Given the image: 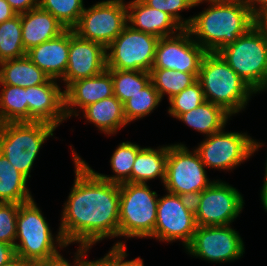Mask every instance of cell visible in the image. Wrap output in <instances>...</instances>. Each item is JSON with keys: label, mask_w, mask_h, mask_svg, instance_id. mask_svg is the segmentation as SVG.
<instances>
[{"label": "cell", "mask_w": 267, "mask_h": 266, "mask_svg": "<svg viewBox=\"0 0 267 266\" xmlns=\"http://www.w3.org/2000/svg\"><path fill=\"white\" fill-rule=\"evenodd\" d=\"M113 79L106 68L103 72L90 78L72 82L65 90V115L71 118L79 116L80 110L97 101L113 96Z\"/></svg>", "instance_id": "ac0fdd59"}, {"label": "cell", "mask_w": 267, "mask_h": 266, "mask_svg": "<svg viewBox=\"0 0 267 266\" xmlns=\"http://www.w3.org/2000/svg\"><path fill=\"white\" fill-rule=\"evenodd\" d=\"M244 3L256 17L267 11V0H245Z\"/></svg>", "instance_id": "60d3db41"}, {"label": "cell", "mask_w": 267, "mask_h": 266, "mask_svg": "<svg viewBox=\"0 0 267 266\" xmlns=\"http://www.w3.org/2000/svg\"><path fill=\"white\" fill-rule=\"evenodd\" d=\"M57 81L49 79L44 84L27 87L28 121L46 122L57 128L67 120L64 90Z\"/></svg>", "instance_id": "e0dca14e"}, {"label": "cell", "mask_w": 267, "mask_h": 266, "mask_svg": "<svg viewBox=\"0 0 267 266\" xmlns=\"http://www.w3.org/2000/svg\"><path fill=\"white\" fill-rule=\"evenodd\" d=\"M215 2H245V0H209Z\"/></svg>", "instance_id": "c3c4849f"}, {"label": "cell", "mask_w": 267, "mask_h": 266, "mask_svg": "<svg viewBox=\"0 0 267 266\" xmlns=\"http://www.w3.org/2000/svg\"><path fill=\"white\" fill-rule=\"evenodd\" d=\"M205 168L194 148L190 151L182 143L168 145L164 190L193 200L214 182L207 177Z\"/></svg>", "instance_id": "ba28073f"}, {"label": "cell", "mask_w": 267, "mask_h": 266, "mask_svg": "<svg viewBox=\"0 0 267 266\" xmlns=\"http://www.w3.org/2000/svg\"><path fill=\"white\" fill-rule=\"evenodd\" d=\"M197 80L206 101L222 107L231 116L245 109L253 94H257L218 53L205 54Z\"/></svg>", "instance_id": "3957f363"}, {"label": "cell", "mask_w": 267, "mask_h": 266, "mask_svg": "<svg viewBox=\"0 0 267 266\" xmlns=\"http://www.w3.org/2000/svg\"><path fill=\"white\" fill-rule=\"evenodd\" d=\"M151 8L161 10L172 16L183 28H188L193 17L182 18L180 12L195 7L196 0H142Z\"/></svg>", "instance_id": "e575fe53"}, {"label": "cell", "mask_w": 267, "mask_h": 266, "mask_svg": "<svg viewBox=\"0 0 267 266\" xmlns=\"http://www.w3.org/2000/svg\"><path fill=\"white\" fill-rule=\"evenodd\" d=\"M27 52L22 42L21 14L0 23V62L18 59Z\"/></svg>", "instance_id": "f546056e"}, {"label": "cell", "mask_w": 267, "mask_h": 266, "mask_svg": "<svg viewBox=\"0 0 267 266\" xmlns=\"http://www.w3.org/2000/svg\"><path fill=\"white\" fill-rule=\"evenodd\" d=\"M39 6L51 13L66 29H73L84 11L83 0H40Z\"/></svg>", "instance_id": "d6a6232c"}, {"label": "cell", "mask_w": 267, "mask_h": 266, "mask_svg": "<svg viewBox=\"0 0 267 266\" xmlns=\"http://www.w3.org/2000/svg\"><path fill=\"white\" fill-rule=\"evenodd\" d=\"M32 264L26 260H24L22 257L15 255L12 259H10L8 262L4 263L1 266H31Z\"/></svg>", "instance_id": "ee69618b"}, {"label": "cell", "mask_w": 267, "mask_h": 266, "mask_svg": "<svg viewBox=\"0 0 267 266\" xmlns=\"http://www.w3.org/2000/svg\"><path fill=\"white\" fill-rule=\"evenodd\" d=\"M15 255L16 253L14 246L0 242V266L8 262Z\"/></svg>", "instance_id": "b9f144b4"}, {"label": "cell", "mask_w": 267, "mask_h": 266, "mask_svg": "<svg viewBox=\"0 0 267 266\" xmlns=\"http://www.w3.org/2000/svg\"><path fill=\"white\" fill-rule=\"evenodd\" d=\"M113 79V91L122 103L151 82L150 72L108 69Z\"/></svg>", "instance_id": "1f68e13d"}, {"label": "cell", "mask_w": 267, "mask_h": 266, "mask_svg": "<svg viewBox=\"0 0 267 266\" xmlns=\"http://www.w3.org/2000/svg\"><path fill=\"white\" fill-rule=\"evenodd\" d=\"M167 156L168 145L159 146L156 149L143 147L136 155L131 172V183L147 184V181L157 177L164 183Z\"/></svg>", "instance_id": "d4e9b609"}, {"label": "cell", "mask_w": 267, "mask_h": 266, "mask_svg": "<svg viewBox=\"0 0 267 266\" xmlns=\"http://www.w3.org/2000/svg\"><path fill=\"white\" fill-rule=\"evenodd\" d=\"M74 262L71 264L63 255L59 254L54 258L35 264L36 266H80V247L75 252Z\"/></svg>", "instance_id": "74e56055"}, {"label": "cell", "mask_w": 267, "mask_h": 266, "mask_svg": "<svg viewBox=\"0 0 267 266\" xmlns=\"http://www.w3.org/2000/svg\"><path fill=\"white\" fill-rule=\"evenodd\" d=\"M224 130L225 128L205 136L206 138L195 148L205 167L224 171L234 170L264 145L245 132Z\"/></svg>", "instance_id": "9c48e42d"}, {"label": "cell", "mask_w": 267, "mask_h": 266, "mask_svg": "<svg viewBox=\"0 0 267 266\" xmlns=\"http://www.w3.org/2000/svg\"><path fill=\"white\" fill-rule=\"evenodd\" d=\"M264 175H265L264 182H263L264 184L261 188L260 195L267 189V158H266V163H265V174Z\"/></svg>", "instance_id": "bcb514c9"}, {"label": "cell", "mask_w": 267, "mask_h": 266, "mask_svg": "<svg viewBox=\"0 0 267 266\" xmlns=\"http://www.w3.org/2000/svg\"><path fill=\"white\" fill-rule=\"evenodd\" d=\"M159 38L127 25L106 48L107 69L150 72Z\"/></svg>", "instance_id": "7c38bea8"}, {"label": "cell", "mask_w": 267, "mask_h": 266, "mask_svg": "<svg viewBox=\"0 0 267 266\" xmlns=\"http://www.w3.org/2000/svg\"><path fill=\"white\" fill-rule=\"evenodd\" d=\"M207 51L192 37L187 28L175 35L159 38L151 69H170L186 73H199Z\"/></svg>", "instance_id": "9a60e30c"}, {"label": "cell", "mask_w": 267, "mask_h": 266, "mask_svg": "<svg viewBox=\"0 0 267 266\" xmlns=\"http://www.w3.org/2000/svg\"><path fill=\"white\" fill-rule=\"evenodd\" d=\"M22 42L26 52L66 30L51 13L40 6L21 14Z\"/></svg>", "instance_id": "44dd1931"}, {"label": "cell", "mask_w": 267, "mask_h": 266, "mask_svg": "<svg viewBox=\"0 0 267 266\" xmlns=\"http://www.w3.org/2000/svg\"><path fill=\"white\" fill-rule=\"evenodd\" d=\"M46 218L34 200L19 204L16 220L15 253L32 265L49 260L60 254L59 247L68 245L58 231L53 237ZM19 240V241H18Z\"/></svg>", "instance_id": "277c9868"}, {"label": "cell", "mask_w": 267, "mask_h": 266, "mask_svg": "<svg viewBox=\"0 0 267 266\" xmlns=\"http://www.w3.org/2000/svg\"><path fill=\"white\" fill-rule=\"evenodd\" d=\"M142 149L141 146L129 141L122 142L114 150L110 158V166L115 175H105L96 172L102 179L114 183H131L132 167L137 153Z\"/></svg>", "instance_id": "83f0119b"}, {"label": "cell", "mask_w": 267, "mask_h": 266, "mask_svg": "<svg viewBox=\"0 0 267 266\" xmlns=\"http://www.w3.org/2000/svg\"><path fill=\"white\" fill-rule=\"evenodd\" d=\"M106 48L100 43L80 38L69 29L67 70L61 79L64 90L74 81L90 78L106 69Z\"/></svg>", "instance_id": "2e32d148"}, {"label": "cell", "mask_w": 267, "mask_h": 266, "mask_svg": "<svg viewBox=\"0 0 267 266\" xmlns=\"http://www.w3.org/2000/svg\"><path fill=\"white\" fill-rule=\"evenodd\" d=\"M162 98L152 82L123 103L124 116L128 124L150 115Z\"/></svg>", "instance_id": "4dcf8cb0"}, {"label": "cell", "mask_w": 267, "mask_h": 266, "mask_svg": "<svg viewBox=\"0 0 267 266\" xmlns=\"http://www.w3.org/2000/svg\"><path fill=\"white\" fill-rule=\"evenodd\" d=\"M90 249L91 247H80V266H109V251L103 258L95 261L85 260Z\"/></svg>", "instance_id": "ab89813d"}, {"label": "cell", "mask_w": 267, "mask_h": 266, "mask_svg": "<svg viewBox=\"0 0 267 266\" xmlns=\"http://www.w3.org/2000/svg\"><path fill=\"white\" fill-rule=\"evenodd\" d=\"M126 7L128 25L134 30L163 38L183 29L168 13L149 7L142 0H132Z\"/></svg>", "instance_id": "d6986e66"}, {"label": "cell", "mask_w": 267, "mask_h": 266, "mask_svg": "<svg viewBox=\"0 0 267 266\" xmlns=\"http://www.w3.org/2000/svg\"><path fill=\"white\" fill-rule=\"evenodd\" d=\"M217 53L256 93L266 90L267 38L257 24Z\"/></svg>", "instance_id": "8992f818"}, {"label": "cell", "mask_w": 267, "mask_h": 266, "mask_svg": "<svg viewBox=\"0 0 267 266\" xmlns=\"http://www.w3.org/2000/svg\"><path fill=\"white\" fill-rule=\"evenodd\" d=\"M206 101L200 82L197 80L191 86L168 99L170 116L176 119L183 113L200 106Z\"/></svg>", "instance_id": "836d02e7"}, {"label": "cell", "mask_w": 267, "mask_h": 266, "mask_svg": "<svg viewBox=\"0 0 267 266\" xmlns=\"http://www.w3.org/2000/svg\"><path fill=\"white\" fill-rule=\"evenodd\" d=\"M124 243L122 240L118 241L109 250V266H144L143 259L140 257L125 261L128 255Z\"/></svg>", "instance_id": "8d00e7d4"}, {"label": "cell", "mask_w": 267, "mask_h": 266, "mask_svg": "<svg viewBox=\"0 0 267 266\" xmlns=\"http://www.w3.org/2000/svg\"><path fill=\"white\" fill-rule=\"evenodd\" d=\"M261 201L265 211L267 212V189L261 194Z\"/></svg>", "instance_id": "7dc6e473"}, {"label": "cell", "mask_w": 267, "mask_h": 266, "mask_svg": "<svg viewBox=\"0 0 267 266\" xmlns=\"http://www.w3.org/2000/svg\"><path fill=\"white\" fill-rule=\"evenodd\" d=\"M16 15V12L10 7V4L6 0H0V23Z\"/></svg>", "instance_id": "7bdbcfd3"}, {"label": "cell", "mask_w": 267, "mask_h": 266, "mask_svg": "<svg viewBox=\"0 0 267 266\" xmlns=\"http://www.w3.org/2000/svg\"><path fill=\"white\" fill-rule=\"evenodd\" d=\"M16 14H23L39 6L40 0H6Z\"/></svg>", "instance_id": "f35d334b"}, {"label": "cell", "mask_w": 267, "mask_h": 266, "mask_svg": "<svg viewBox=\"0 0 267 266\" xmlns=\"http://www.w3.org/2000/svg\"><path fill=\"white\" fill-rule=\"evenodd\" d=\"M0 85V124L28 121L27 88Z\"/></svg>", "instance_id": "4316f807"}, {"label": "cell", "mask_w": 267, "mask_h": 266, "mask_svg": "<svg viewBox=\"0 0 267 266\" xmlns=\"http://www.w3.org/2000/svg\"><path fill=\"white\" fill-rule=\"evenodd\" d=\"M199 73H186L170 69H151L150 76L154 88L163 99L165 94L168 99L197 81Z\"/></svg>", "instance_id": "f1b7e54d"}, {"label": "cell", "mask_w": 267, "mask_h": 266, "mask_svg": "<svg viewBox=\"0 0 267 266\" xmlns=\"http://www.w3.org/2000/svg\"><path fill=\"white\" fill-rule=\"evenodd\" d=\"M232 117L222 107L205 101L200 106L181 114L177 119L198 133L210 136L221 131Z\"/></svg>", "instance_id": "cb8c5ba5"}, {"label": "cell", "mask_w": 267, "mask_h": 266, "mask_svg": "<svg viewBox=\"0 0 267 266\" xmlns=\"http://www.w3.org/2000/svg\"><path fill=\"white\" fill-rule=\"evenodd\" d=\"M75 179L61 214L60 231L69 246L91 247L119 237V184L102 179L72 148Z\"/></svg>", "instance_id": "6da1fadb"}, {"label": "cell", "mask_w": 267, "mask_h": 266, "mask_svg": "<svg viewBox=\"0 0 267 266\" xmlns=\"http://www.w3.org/2000/svg\"><path fill=\"white\" fill-rule=\"evenodd\" d=\"M69 29L27 51V57L50 79L61 80L67 70Z\"/></svg>", "instance_id": "ffe728a7"}, {"label": "cell", "mask_w": 267, "mask_h": 266, "mask_svg": "<svg viewBox=\"0 0 267 266\" xmlns=\"http://www.w3.org/2000/svg\"><path fill=\"white\" fill-rule=\"evenodd\" d=\"M49 79L27 55L0 62V84L27 88L44 84Z\"/></svg>", "instance_id": "603a6c76"}, {"label": "cell", "mask_w": 267, "mask_h": 266, "mask_svg": "<svg viewBox=\"0 0 267 266\" xmlns=\"http://www.w3.org/2000/svg\"><path fill=\"white\" fill-rule=\"evenodd\" d=\"M192 201L197 226L231 225L245 204L242 194L221 179L214 180Z\"/></svg>", "instance_id": "30bf717a"}, {"label": "cell", "mask_w": 267, "mask_h": 266, "mask_svg": "<svg viewBox=\"0 0 267 266\" xmlns=\"http://www.w3.org/2000/svg\"><path fill=\"white\" fill-rule=\"evenodd\" d=\"M125 0H104L84 8L73 31L107 48L128 25Z\"/></svg>", "instance_id": "8fae6325"}, {"label": "cell", "mask_w": 267, "mask_h": 266, "mask_svg": "<svg viewBox=\"0 0 267 266\" xmlns=\"http://www.w3.org/2000/svg\"><path fill=\"white\" fill-rule=\"evenodd\" d=\"M28 179L0 153V203L21 204L33 199Z\"/></svg>", "instance_id": "484cf974"}, {"label": "cell", "mask_w": 267, "mask_h": 266, "mask_svg": "<svg viewBox=\"0 0 267 266\" xmlns=\"http://www.w3.org/2000/svg\"><path fill=\"white\" fill-rule=\"evenodd\" d=\"M244 246L238 231L230 225L197 226L191 243L185 249L191 257L225 263L240 259L245 252Z\"/></svg>", "instance_id": "5bb4252c"}, {"label": "cell", "mask_w": 267, "mask_h": 266, "mask_svg": "<svg viewBox=\"0 0 267 266\" xmlns=\"http://www.w3.org/2000/svg\"><path fill=\"white\" fill-rule=\"evenodd\" d=\"M56 127L39 121L0 124V153L27 179L42 145Z\"/></svg>", "instance_id": "5b68a950"}, {"label": "cell", "mask_w": 267, "mask_h": 266, "mask_svg": "<svg viewBox=\"0 0 267 266\" xmlns=\"http://www.w3.org/2000/svg\"><path fill=\"white\" fill-rule=\"evenodd\" d=\"M203 2L209 7L192 16L187 29L207 52L217 53L256 25V16L244 2L196 0L195 6Z\"/></svg>", "instance_id": "7a4b0ae2"}, {"label": "cell", "mask_w": 267, "mask_h": 266, "mask_svg": "<svg viewBox=\"0 0 267 266\" xmlns=\"http://www.w3.org/2000/svg\"><path fill=\"white\" fill-rule=\"evenodd\" d=\"M197 224L192 199L167 192L158 198L154 238L161 242L180 241L186 248Z\"/></svg>", "instance_id": "4fadbf2b"}, {"label": "cell", "mask_w": 267, "mask_h": 266, "mask_svg": "<svg viewBox=\"0 0 267 266\" xmlns=\"http://www.w3.org/2000/svg\"><path fill=\"white\" fill-rule=\"evenodd\" d=\"M19 204L0 203V242L14 246Z\"/></svg>", "instance_id": "d590c367"}, {"label": "cell", "mask_w": 267, "mask_h": 266, "mask_svg": "<svg viewBox=\"0 0 267 266\" xmlns=\"http://www.w3.org/2000/svg\"><path fill=\"white\" fill-rule=\"evenodd\" d=\"M147 184L119 185V237L153 238L158 194Z\"/></svg>", "instance_id": "52a82bcc"}, {"label": "cell", "mask_w": 267, "mask_h": 266, "mask_svg": "<svg viewBox=\"0 0 267 266\" xmlns=\"http://www.w3.org/2000/svg\"><path fill=\"white\" fill-rule=\"evenodd\" d=\"M256 24L264 32L265 37L267 38V11L256 17Z\"/></svg>", "instance_id": "f6af8a7d"}, {"label": "cell", "mask_w": 267, "mask_h": 266, "mask_svg": "<svg viewBox=\"0 0 267 266\" xmlns=\"http://www.w3.org/2000/svg\"><path fill=\"white\" fill-rule=\"evenodd\" d=\"M82 113L89 123H93L101 133L108 136L116 134L128 125L124 116L123 103L114 95L85 107Z\"/></svg>", "instance_id": "7402d4cb"}]
</instances>
